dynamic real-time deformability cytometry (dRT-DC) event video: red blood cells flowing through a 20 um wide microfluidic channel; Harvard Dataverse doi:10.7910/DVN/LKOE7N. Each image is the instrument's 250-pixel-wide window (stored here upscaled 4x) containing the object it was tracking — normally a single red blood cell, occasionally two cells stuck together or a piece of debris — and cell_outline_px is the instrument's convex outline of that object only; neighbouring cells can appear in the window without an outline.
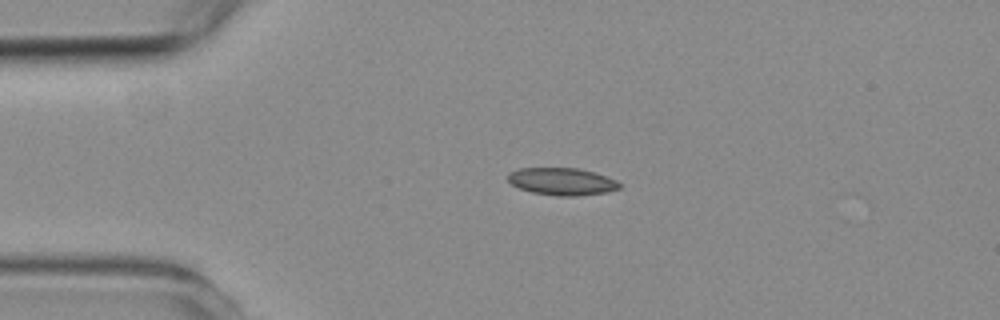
{"species": "common noctule bat (a hibernating species)", "species_latin": "Nyctalus noctula", "temperature_condition": "room temperature", "stored_images_in_passage": 4, "camera_frame_rate_fps": 3000, "um_per_image_px": 0.085, "animal": {"sex": "female", "body_mass_g": 19.3, "forearm_length_mm": 54.1}, "frame": {"image": 1, "passage_image": 1, "time_ms": 0.0, "image_size_px": [1000, 320], "cell_outline_px": [[620, 188], [608, 192], [576, 196], [556, 196], [532, 192], [520, 188], [512, 184], [508, 180], [508, 172], [520, 168], [580, 168], [596, 172], [616, 180], [620, 184]], "centroid_in_image_um": [47.78, 15.42], "position_along_channel_um": 37.2, "area_um2": 17.86}}
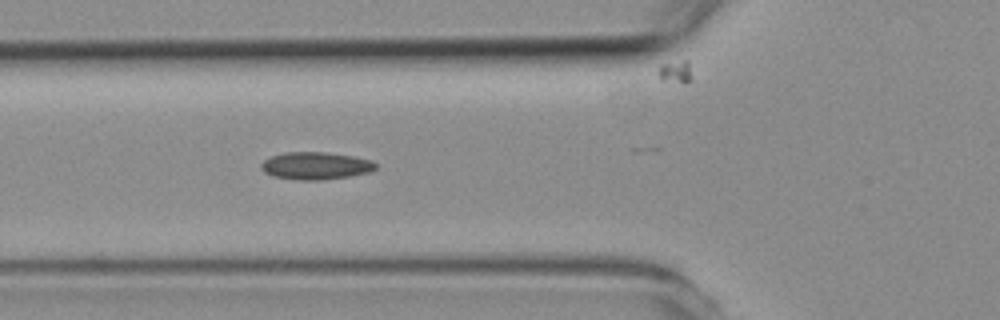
{"frame": {"image": 2, "passage_image": 3, "time_ms": 2.333, "image_size_px": [1000, 320], "cell_outline_px": [[376, 168], [372, 172], [352, 176], [320, 180], [300, 180], [272, 176], [264, 172], [260, 168], [260, 164], [264, 160], [272, 156], [284, 152], [324, 152], [352, 156], [372, 160], [376, 164]], "centroid_in_image_um": [26.84, 14.09], "position_along_channel_um": 99.0, "area_um2": 18.44}}